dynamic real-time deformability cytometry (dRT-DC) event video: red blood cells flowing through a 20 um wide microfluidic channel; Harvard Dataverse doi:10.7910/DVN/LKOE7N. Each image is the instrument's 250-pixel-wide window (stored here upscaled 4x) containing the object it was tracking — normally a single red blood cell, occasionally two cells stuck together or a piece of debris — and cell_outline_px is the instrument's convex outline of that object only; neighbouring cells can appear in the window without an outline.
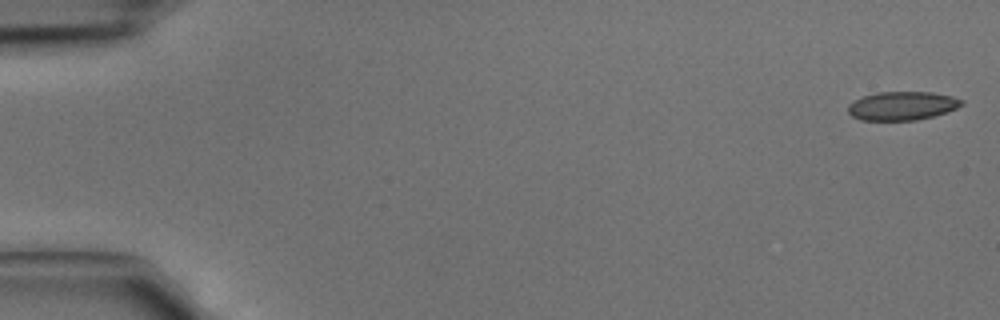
{"species": "common noctule bat (a hibernating species)", "species_latin": "Nyctalus noctula", "temperature_condition": "cold", "stored_images_in_passage": 3, "camera_frame_rate_fps": 3000, "um_per_image_px": 0.085, "animal": {"sex": "male", "body_mass_g": 15.6}, "frame": {"image": 1, "passage_image": 1, "time_ms": 0.0, "image_size_px": [1000, 320], "cell_outline_px": [[964, 104], [948, 112], [916, 120], [860, 120], [852, 116], [848, 112], [848, 104], [864, 96], [876, 92], [932, 92], [952, 96], [964, 100]], "centroid_in_image_um": [76.7, 8.99], "position_along_channel_um": 8.3, "area_um2": 18.96}}